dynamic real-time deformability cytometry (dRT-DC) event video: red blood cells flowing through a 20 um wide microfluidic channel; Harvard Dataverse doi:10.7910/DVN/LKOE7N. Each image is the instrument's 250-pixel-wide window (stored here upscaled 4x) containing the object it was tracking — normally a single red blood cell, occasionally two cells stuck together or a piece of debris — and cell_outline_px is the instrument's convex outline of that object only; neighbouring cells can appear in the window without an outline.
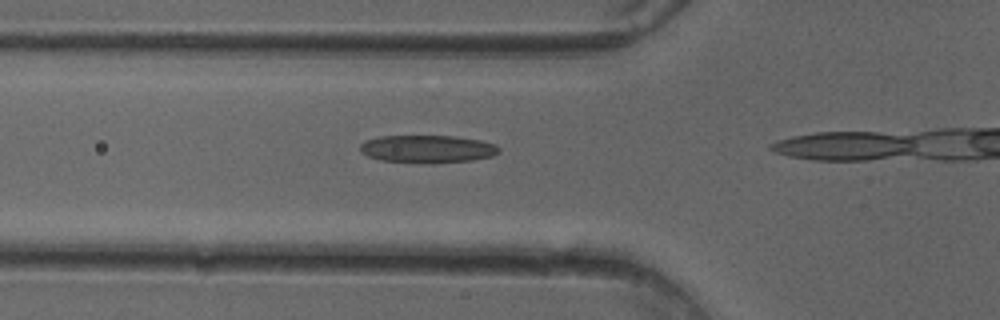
{"species": "common noctule bat (a hibernating species)", "species_latin": "Nyctalus noctula", "temperature_condition": "cold", "stored_images_in_passage": 15, "camera_frame_rate_fps": 3000, "um_per_image_px": 0.085, "animal": {"sex": "female"}, "frame": {"image": 1, "passage_image": 11, "time_ms": 3.333, "image_size_px": [1000, 320], "cell_outline_px": [[500, 152], [492, 156], [472, 160], [432, 164], [380, 160], [368, 156], [360, 152], [360, 144], [364, 140], [380, 136], [456, 136], [480, 140], [496, 144], [500, 148]], "centroid_in_image_um": [36.33, 12.66], "position_along_channel_um": 89.5, "area_um2": 22.72}}